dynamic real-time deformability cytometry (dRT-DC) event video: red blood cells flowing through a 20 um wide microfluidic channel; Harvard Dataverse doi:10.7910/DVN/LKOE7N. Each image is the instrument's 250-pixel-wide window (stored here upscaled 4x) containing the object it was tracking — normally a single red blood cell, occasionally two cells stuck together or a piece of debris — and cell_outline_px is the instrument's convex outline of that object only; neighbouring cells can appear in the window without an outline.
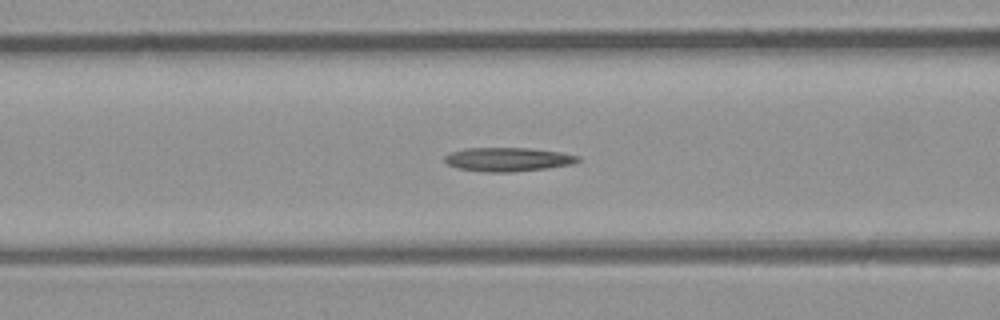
{"species": "common noctule bat (a hibernating species)", "species_latin": "Nyctalus noctula", "temperature_condition": "room temperature", "stored_images_in_passage": 50, "camera_frame_rate_fps": 3000, "um_per_image_px": 0.085, "animal": {"sex": "male", "body_mass_g": 23.1, "forearm_length_mm": 52.7}, "frame": {"image": 1, "passage_image": 20, "time_ms": 6.333, "image_size_px": [1000, 320], "cell_outline_px": [[580, 160], [572, 164], [544, 168], [512, 172], [484, 172], [460, 168], [448, 164], [444, 160], [444, 156], [452, 152], [464, 148], [528, 148], [560, 152], [580, 156]], "centroid_in_image_um": [43.17, 13.54], "position_along_channel_um": 123.4, "area_um2": 18.32}}
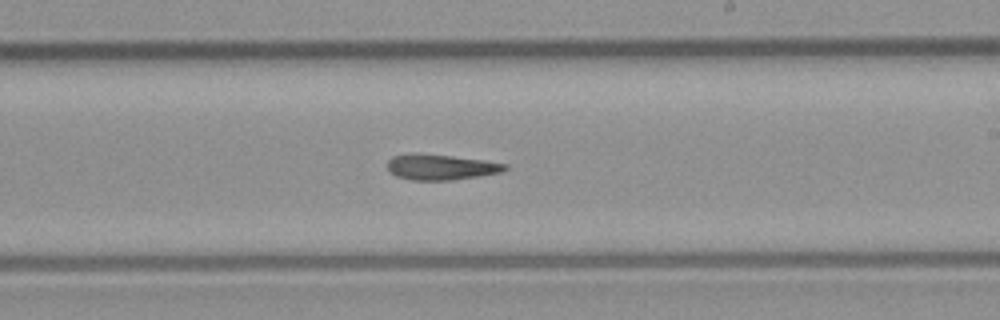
{"frame": {"image": 2, "passage_image": 29, "time_ms": 9.333, "image_size_px": [1000, 320], "cell_outline_px": [[508, 168], [500, 172], [452, 180], [412, 180], [396, 176], [388, 172], [388, 160], [392, 156], [412, 152], [416, 152], [452, 156], [484, 160], [508, 164]], "centroid_in_image_um": [37.41, 14.18], "position_along_channel_um": 251.6, "area_um2": 17.63}}
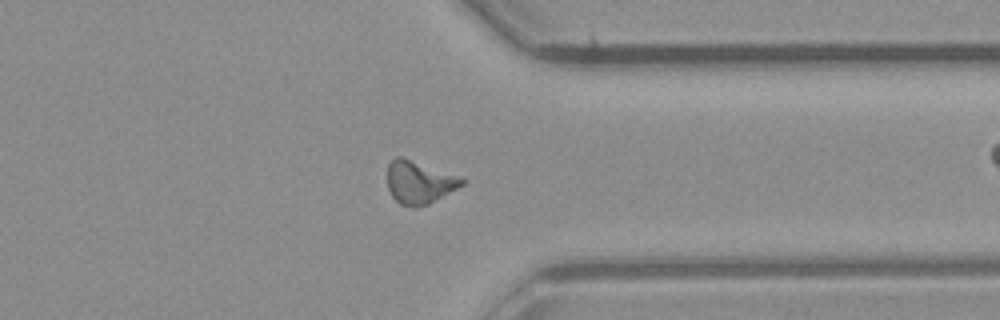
{"frame": {"image": 3, "passage_image": 38, "time_ms": 12.333, "image_size_px": [1000, 320], "cell_outline_px": [[468, 180], [464, 184], [428, 204], [416, 208], [400, 204], [392, 196], [388, 188], [388, 164], [396, 156], [400, 156]], "centroid_in_image_um": [35.61, 15.51], "position_along_channel_um": 375.8, "area_um2": 18.21}, "authors_computed_cell_mechanics": {"area_um2": 18.0914, "velocity_mm_per_s": 4.2651, "shape_relaxation_time_tau1_ms": null, "shape_relaxation_time_tau2_ms": 5.3169, "deformation_change_tau1": null, "deformation_change_tau2": 0.1702}}